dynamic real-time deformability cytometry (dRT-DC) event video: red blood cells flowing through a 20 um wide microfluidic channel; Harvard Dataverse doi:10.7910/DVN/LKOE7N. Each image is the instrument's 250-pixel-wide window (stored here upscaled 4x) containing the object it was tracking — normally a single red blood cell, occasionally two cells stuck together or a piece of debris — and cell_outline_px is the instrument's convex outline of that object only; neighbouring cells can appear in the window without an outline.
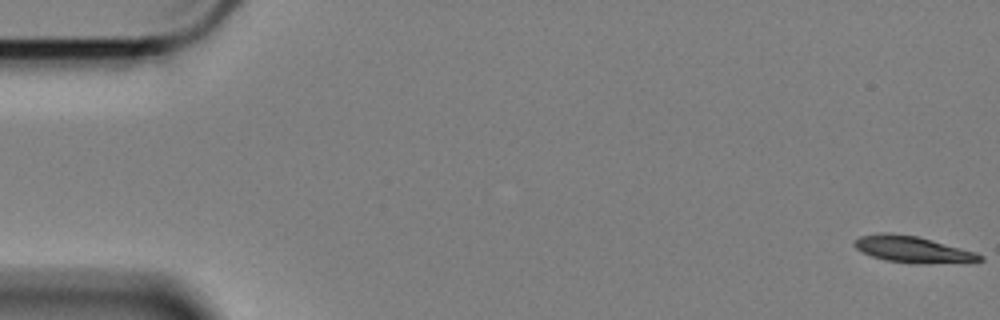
{"species": "Egyptian fruit bat (a non-hibernating species)", "species_latin": "Rousettus aegyptiacus", "temperature_condition": "cold", "stored_images_in_passage": 11, "camera_frame_rate_fps": 3000, "um_per_image_px": 0.085, "animal": {"sex": "female"}, "frame": {"image": 1, "passage_image": 1, "time_ms": 0.0, "image_size_px": [1000, 320], "cell_outline_px": [[984, 260], [928, 264], [916, 264], [888, 260], [872, 256], [856, 248], [852, 244], [860, 236], [880, 232], [888, 232], [916, 236], [932, 240], [976, 252], [984, 256]], "centroid_in_image_um": [77.57, 21.19], "position_along_channel_um": 7.4, "area_um2": 19.13}}